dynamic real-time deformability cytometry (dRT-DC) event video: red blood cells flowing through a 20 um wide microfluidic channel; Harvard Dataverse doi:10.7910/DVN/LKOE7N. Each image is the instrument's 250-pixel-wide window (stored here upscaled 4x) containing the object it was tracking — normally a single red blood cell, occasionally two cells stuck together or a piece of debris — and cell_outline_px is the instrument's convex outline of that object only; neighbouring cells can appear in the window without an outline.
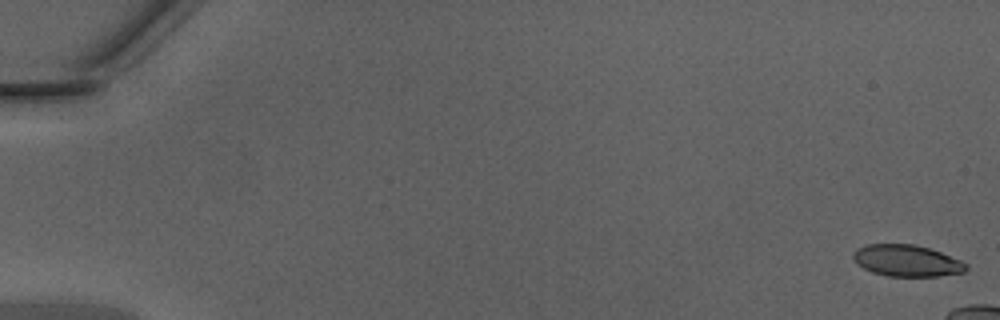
{"species": "Egyptian fruit bat (a non-hibernating species)", "species_latin": "Rousettus aegyptiacus", "temperature_condition": "warm", "stored_images_in_passage": 11, "camera_frame_rate_fps": 3000, "um_per_image_px": 0.085, "animal": {"sex": "male"}, "frame": {"image": 1, "passage_image": 1, "time_ms": 0.0, "image_size_px": [1000, 320], "cell_outline_px": [[968, 268], [964, 272], [940, 276], [888, 276], [872, 272], [864, 268], [852, 256], [852, 252], [856, 248], [864, 244], [912, 244], [928, 248], [940, 252], [960, 260], [968, 264]], "centroid_in_image_um": [77.07, 22.15], "position_along_channel_um": 7.9, "area_um2": 20.69}}